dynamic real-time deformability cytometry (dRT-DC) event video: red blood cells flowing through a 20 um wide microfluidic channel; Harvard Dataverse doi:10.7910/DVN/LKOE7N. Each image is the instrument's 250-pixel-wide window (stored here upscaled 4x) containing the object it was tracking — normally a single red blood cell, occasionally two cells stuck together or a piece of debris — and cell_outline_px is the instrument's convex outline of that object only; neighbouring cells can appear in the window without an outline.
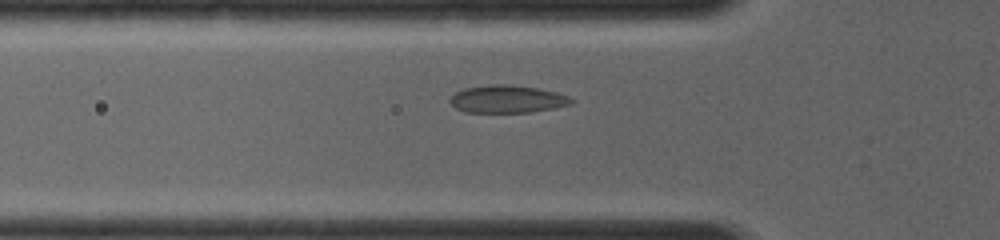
{"species": "common noctule bat (a hibernating species)", "species_latin": "Nyctalus noctula", "temperature_condition": "room temperature", "stored_images_in_passage": 8, "camera_frame_rate_fps": 4000, "um_per_image_px": 0.085, "animal": {"sex": "female", "body_mass_g": 19.0, "forearm_length_mm": 56.7}, "frame": {"image": 1, "passage_image": 6, "time_ms": 2.5, "image_size_px": [1000, 240], "cell_outline_px": [[576, 100], [572, 104], [532, 112], [464, 112], [456, 108], [448, 100], [456, 92], [464, 88], [488, 84], [512, 84], [536, 88], [556, 92], [568, 96]], "centroid_in_image_um": [43.12, 8.41], "position_along_channel_um": 82.7, "area_um2": 19.59}}
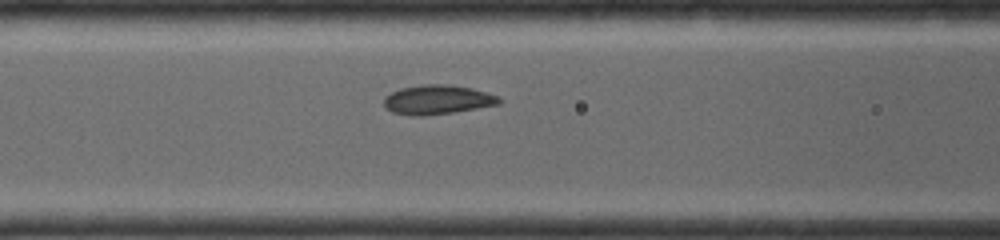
{"frame": {"image": 2, "passage_image": 8, "time_ms": 3.5, "image_size_px": [1000, 240], "cell_outline_px": [[500, 104], [452, 112], [424, 116], [408, 116], [392, 112], [384, 104], [384, 96], [400, 88], [420, 84], [448, 84], [472, 88], [496, 96], [500, 100]], "centroid_in_image_um": [37.12, 8.47], "position_along_channel_um": 129.5, "area_um2": 19.59}}